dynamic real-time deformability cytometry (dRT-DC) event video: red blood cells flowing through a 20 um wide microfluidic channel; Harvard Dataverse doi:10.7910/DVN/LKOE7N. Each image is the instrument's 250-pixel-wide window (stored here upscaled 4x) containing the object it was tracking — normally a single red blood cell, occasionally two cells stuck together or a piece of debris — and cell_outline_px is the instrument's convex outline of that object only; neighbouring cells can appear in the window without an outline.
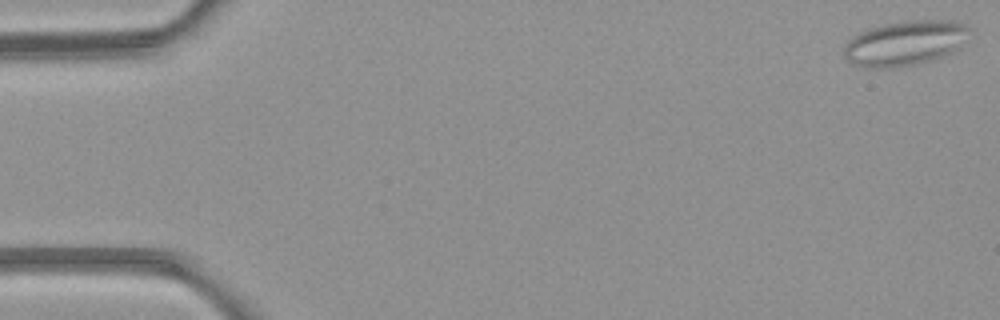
{"species": "common noctule bat (a hibernating species)", "species_latin": "Nyctalus noctula", "temperature_condition": "room temperature", "stored_images_in_passage": 6, "camera_frame_rate_fps": 3000, "um_per_image_px": 0.085, "animal": {"sex": "female", "body_mass_g": 21.9}, "frame": {"image": 1, "passage_image": 1, "time_ms": 0.0, "image_size_px": [1000, 320], "cell_outline_px": [[972, 28], [952, 52], [932, 60], [912, 64], [888, 68], [868, 68], [852, 64], [844, 56], [844, 44], [852, 36], [860, 32], [884, 24], [908, 20], [944, 20], [960, 24]], "centroid_in_image_um": [76.84, 3.67], "position_along_channel_um": 8.2, "area_um2": 32.25}}